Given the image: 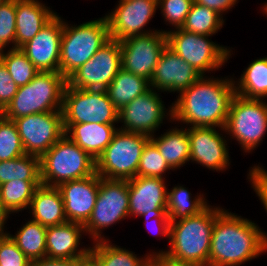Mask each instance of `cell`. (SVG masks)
<instances>
[{"instance_id": "47", "label": "cell", "mask_w": 267, "mask_h": 266, "mask_svg": "<svg viewBox=\"0 0 267 266\" xmlns=\"http://www.w3.org/2000/svg\"><path fill=\"white\" fill-rule=\"evenodd\" d=\"M145 266H162L159 257H153Z\"/></svg>"}, {"instance_id": "28", "label": "cell", "mask_w": 267, "mask_h": 266, "mask_svg": "<svg viewBox=\"0 0 267 266\" xmlns=\"http://www.w3.org/2000/svg\"><path fill=\"white\" fill-rule=\"evenodd\" d=\"M149 89L150 82L147 79L121 68L105 91L110 101L119 111L133 99L144 94Z\"/></svg>"}, {"instance_id": "11", "label": "cell", "mask_w": 267, "mask_h": 266, "mask_svg": "<svg viewBox=\"0 0 267 266\" xmlns=\"http://www.w3.org/2000/svg\"><path fill=\"white\" fill-rule=\"evenodd\" d=\"M63 124H117L119 111L105 90L77 89L66 84L62 101Z\"/></svg>"}, {"instance_id": "50", "label": "cell", "mask_w": 267, "mask_h": 266, "mask_svg": "<svg viewBox=\"0 0 267 266\" xmlns=\"http://www.w3.org/2000/svg\"><path fill=\"white\" fill-rule=\"evenodd\" d=\"M81 266H94L89 260H86Z\"/></svg>"}, {"instance_id": "25", "label": "cell", "mask_w": 267, "mask_h": 266, "mask_svg": "<svg viewBox=\"0 0 267 266\" xmlns=\"http://www.w3.org/2000/svg\"><path fill=\"white\" fill-rule=\"evenodd\" d=\"M29 211L31 220L45 227L67 222L63 198L57 187L40 185L34 192Z\"/></svg>"}, {"instance_id": "16", "label": "cell", "mask_w": 267, "mask_h": 266, "mask_svg": "<svg viewBox=\"0 0 267 266\" xmlns=\"http://www.w3.org/2000/svg\"><path fill=\"white\" fill-rule=\"evenodd\" d=\"M112 10L105 14L112 39L121 41L130 36L159 31L144 28L155 16L158 0H119Z\"/></svg>"}, {"instance_id": "38", "label": "cell", "mask_w": 267, "mask_h": 266, "mask_svg": "<svg viewBox=\"0 0 267 266\" xmlns=\"http://www.w3.org/2000/svg\"><path fill=\"white\" fill-rule=\"evenodd\" d=\"M6 47L16 48V0L0 2V52Z\"/></svg>"}, {"instance_id": "24", "label": "cell", "mask_w": 267, "mask_h": 266, "mask_svg": "<svg viewBox=\"0 0 267 266\" xmlns=\"http://www.w3.org/2000/svg\"><path fill=\"white\" fill-rule=\"evenodd\" d=\"M116 124H63L65 135L87 152L95 161L112 141Z\"/></svg>"}, {"instance_id": "8", "label": "cell", "mask_w": 267, "mask_h": 266, "mask_svg": "<svg viewBox=\"0 0 267 266\" xmlns=\"http://www.w3.org/2000/svg\"><path fill=\"white\" fill-rule=\"evenodd\" d=\"M149 136L118 129L96 160V173L108 180H130L137 176L143 148Z\"/></svg>"}, {"instance_id": "49", "label": "cell", "mask_w": 267, "mask_h": 266, "mask_svg": "<svg viewBox=\"0 0 267 266\" xmlns=\"http://www.w3.org/2000/svg\"><path fill=\"white\" fill-rule=\"evenodd\" d=\"M262 12L264 13V14H266V16H267V3H264L263 5H262Z\"/></svg>"}, {"instance_id": "14", "label": "cell", "mask_w": 267, "mask_h": 266, "mask_svg": "<svg viewBox=\"0 0 267 266\" xmlns=\"http://www.w3.org/2000/svg\"><path fill=\"white\" fill-rule=\"evenodd\" d=\"M166 33L167 30L161 29L119 41L122 68L150 82L159 57L167 46Z\"/></svg>"}, {"instance_id": "43", "label": "cell", "mask_w": 267, "mask_h": 266, "mask_svg": "<svg viewBox=\"0 0 267 266\" xmlns=\"http://www.w3.org/2000/svg\"><path fill=\"white\" fill-rule=\"evenodd\" d=\"M88 258H49L32 261V266H81Z\"/></svg>"}, {"instance_id": "15", "label": "cell", "mask_w": 267, "mask_h": 266, "mask_svg": "<svg viewBox=\"0 0 267 266\" xmlns=\"http://www.w3.org/2000/svg\"><path fill=\"white\" fill-rule=\"evenodd\" d=\"M13 122L26 154L41 157L65 134L62 111L22 116Z\"/></svg>"}, {"instance_id": "30", "label": "cell", "mask_w": 267, "mask_h": 266, "mask_svg": "<svg viewBox=\"0 0 267 266\" xmlns=\"http://www.w3.org/2000/svg\"><path fill=\"white\" fill-rule=\"evenodd\" d=\"M191 196L184 185H176L170 191L167 189V215L170 221L199 214L209 205L203 193L195 195L194 198Z\"/></svg>"}, {"instance_id": "46", "label": "cell", "mask_w": 267, "mask_h": 266, "mask_svg": "<svg viewBox=\"0 0 267 266\" xmlns=\"http://www.w3.org/2000/svg\"><path fill=\"white\" fill-rule=\"evenodd\" d=\"M9 216H10L9 212L3 207L2 202L0 200V236L9 233L4 230L6 228L5 224L7 223L8 218H10Z\"/></svg>"}, {"instance_id": "22", "label": "cell", "mask_w": 267, "mask_h": 266, "mask_svg": "<svg viewBox=\"0 0 267 266\" xmlns=\"http://www.w3.org/2000/svg\"><path fill=\"white\" fill-rule=\"evenodd\" d=\"M84 234V225L69 221L47 227L46 256L49 258H88L90 246L80 248Z\"/></svg>"}, {"instance_id": "33", "label": "cell", "mask_w": 267, "mask_h": 266, "mask_svg": "<svg viewBox=\"0 0 267 266\" xmlns=\"http://www.w3.org/2000/svg\"><path fill=\"white\" fill-rule=\"evenodd\" d=\"M41 181L40 157L25 154L0 161V185L12 180Z\"/></svg>"}, {"instance_id": "34", "label": "cell", "mask_w": 267, "mask_h": 266, "mask_svg": "<svg viewBox=\"0 0 267 266\" xmlns=\"http://www.w3.org/2000/svg\"><path fill=\"white\" fill-rule=\"evenodd\" d=\"M225 19L206 6L193 2L181 29L199 35L213 36L221 30Z\"/></svg>"}, {"instance_id": "37", "label": "cell", "mask_w": 267, "mask_h": 266, "mask_svg": "<svg viewBox=\"0 0 267 266\" xmlns=\"http://www.w3.org/2000/svg\"><path fill=\"white\" fill-rule=\"evenodd\" d=\"M25 154L16 124L0 114V161L11 160Z\"/></svg>"}, {"instance_id": "9", "label": "cell", "mask_w": 267, "mask_h": 266, "mask_svg": "<svg viewBox=\"0 0 267 266\" xmlns=\"http://www.w3.org/2000/svg\"><path fill=\"white\" fill-rule=\"evenodd\" d=\"M166 36L167 46L202 76L225 66L233 52L232 47L213 42L209 35H199L181 28L168 30Z\"/></svg>"}, {"instance_id": "17", "label": "cell", "mask_w": 267, "mask_h": 266, "mask_svg": "<svg viewBox=\"0 0 267 266\" xmlns=\"http://www.w3.org/2000/svg\"><path fill=\"white\" fill-rule=\"evenodd\" d=\"M186 128L190 142V162H196L214 172L228 169L231 159L227 144L229 140L225 139L226 135L223 134L224 128L217 130L216 127Z\"/></svg>"}, {"instance_id": "26", "label": "cell", "mask_w": 267, "mask_h": 266, "mask_svg": "<svg viewBox=\"0 0 267 266\" xmlns=\"http://www.w3.org/2000/svg\"><path fill=\"white\" fill-rule=\"evenodd\" d=\"M92 243L88 260L94 266H145L153 258L149 252L139 257L135 252L112 244L109 238Z\"/></svg>"}, {"instance_id": "31", "label": "cell", "mask_w": 267, "mask_h": 266, "mask_svg": "<svg viewBox=\"0 0 267 266\" xmlns=\"http://www.w3.org/2000/svg\"><path fill=\"white\" fill-rule=\"evenodd\" d=\"M15 235L10 237L16 242L18 248L31 260L46 257V231L47 227L38 222L29 220L18 228Z\"/></svg>"}, {"instance_id": "5", "label": "cell", "mask_w": 267, "mask_h": 266, "mask_svg": "<svg viewBox=\"0 0 267 266\" xmlns=\"http://www.w3.org/2000/svg\"><path fill=\"white\" fill-rule=\"evenodd\" d=\"M110 39L105 16L80 25L64 21L61 37L60 74L68 79Z\"/></svg>"}, {"instance_id": "44", "label": "cell", "mask_w": 267, "mask_h": 266, "mask_svg": "<svg viewBox=\"0 0 267 266\" xmlns=\"http://www.w3.org/2000/svg\"><path fill=\"white\" fill-rule=\"evenodd\" d=\"M194 2L215 10L223 17V14L228 13L229 10L237 5L239 0H194Z\"/></svg>"}, {"instance_id": "13", "label": "cell", "mask_w": 267, "mask_h": 266, "mask_svg": "<svg viewBox=\"0 0 267 266\" xmlns=\"http://www.w3.org/2000/svg\"><path fill=\"white\" fill-rule=\"evenodd\" d=\"M121 61L120 42L110 38L67 79V84L77 89L106 90L122 68Z\"/></svg>"}, {"instance_id": "27", "label": "cell", "mask_w": 267, "mask_h": 266, "mask_svg": "<svg viewBox=\"0 0 267 266\" xmlns=\"http://www.w3.org/2000/svg\"><path fill=\"white\" fill-rule=\"evenodd\" d=\"M184 127H173L159 136L155 137L154 134L150 137L173 170L185 166V163L190 161V142L187 128Z\"/></svg>"}, {"instance_id": "36", "label": "cell", "mask_w": 267, "mask_h": 266, "mask_svg": "<svg viewBox=\"0 0 267 266\" xmlns=\"http://www.w3.org/2000/svg\"><path fill=\"white\" fill-rule=\"evenodd\" d=\"M170 170L173 169L167 164L163 156L160 154L157 145L149 139L141 154L137 169V176L160 177L165 179V173Z\"/></svg>"}, {"instance_id": "45", "label": "cell", "mask_w": 267, "mask_h": 266, "mask_svg": "<svg viewBox=\"0 0 267 266\" xmlns=\"http://www.w3.org/2000/svg\"><path fill=\"white\" fill-rule=\"evenodd\" d=\"M148 219H146L145 220V223L146 224H150V223H148L149 221H147ZM152 220H154V224L153 225H151V226H153L154 228H152L151 230H153V231H155V230H157V231H155V232H158V234L161 236H164V237H166L168 240H169V233H170V218L169 217H155V218H153ZM147 227L149 226V225H146ZM148 229H150V228H148ZM150 231V230H149ZM152 232V231H151Z\"/></svg>"}, {"instance_id": "48", "label": "cell", "mask_w": 267, "mask_h": 266, "mask_svg": "<svg viewBox=\"0 0 267 266\" xmlns=\"http://www.w3.org/2000/svg\"><path fill=\"white\" fill-rule=\"evenodd\" d=\"M162 266H199V265H179L165 260H161Z\"/></svg>"}, {"instance_id": "20", "label": "cell", "mask_w": 267, "mask_h": 266, "mask_svg": "<svg viewBox=\"0 0 267 266\" xmlns=\"http://www.w3.org/2000/svg\"><path fill=\"white\" fill-rule=\"evenodd\" d=\"M201 76L192 65L166 46L150 80V88L158 92L180 94Z\"/></svg>"}, {"instance_id": "10", "label": "cell", "mask_w": 267, "mask_h": 266, "mask_svg": "<svg viewBox=\"0 0 267 266\" xmlns=\"http://www.w3.org/2000/svg\"><path fill=\"white\" fill-rule=\"evenodd\" d=\"M129 217L128 180H108L99 176L98 196L84 225L85 235L88 234L93 242L107 240L102 231Z\"/></svg>"}, {"instance_id": "21", "label": "cell", "mask_w": 267, "mask_h": 266, "mask_svg": "<svg viewBox=\"0 0 267 266\" xmlns=\"http://www.w3.org/2000/svg\"><path fill=\"white\" fill-rule=\"evenodd\" d=\"M57 188L63 198L67 221L85 225L98 196L99 175L95 172L86 178L64 182Z\"/></svg>"}, {"instance_id": "18", "label": "cell", "mask_w": 267, "mask_h": 266, "mask_svg": "<svg viewBox=\"0 0 267 266\" xmlns=\"http://www.w3.org/2000/svg\"><path fill=\"white\" fill-rule=\"evenodd\" d=\"M160 177L136 176L128 180L129 214L152 221L167 215V188Z\"/></svg>"}, {"instance_id": "42", "label": "cell", "mask_w": 267, "mask_h": 266, "mask_svg": "<svg viewBox=\"0 0 267 266\" xmlns=\"http://www.w3.org/2000/svg\"><path fill=\"white\" fill-rule=\"evenodd\" d=\"M3 61L0 59V113L7 107L18 91Z\"/></svg>"}, {"instance_id": "7", "label": "cell", "mask_w": 267, "mask_h": 266, "mask_svg": "<svg viewBox=\"0 0 267 266\" xmlns=\"http://www.w3.org/2000/svg\"><path fill=\"white\" fill-rule=\"evenodd\" d=\"M267 100L235 95L231 101L225 133L235 139L245 153L258 148L267 132Z\"/></svg>"}, {"instance_id": "40", "label": "cell", "mask_w": 267, "mask_h": 266, "mask_svg": "<svg viewBox=\"0 0 267 266\" xmlns=\"http://www.w3.org/2000/svg\"><path fill=\"white\" fill-rule=\"evenodd\" d=\"M0 266H32L9 234L0 236Z\"/></svg>"}, {"instance_id": "4", "label": "cell", "mask_w": 267, "mask_h": 266, "mask_svg": "<svg viewBox=\"0 0 267 266\" xmlns=\"http://www.w3.org/2000/svg\"><path fill=\"white\" fill-rule=\"evenodd\" d=\"M67 79L57 72H39L17 93L1 112L8 120L31 114L61 111Z\"/></svg>"}, {"instance_id": "32", "label": "cell", "mask_w": 267, "mask_h": 266, "mask_svg": "<svg viewBox=\"0 0 267 266\" xmlns=\"http://www.w3.org/2000/svg\"><path fill=\"white\" fill-rule=\"evenodd\" d=\"M41 181L12 180L0 185V200L3 207L14 214L29 209L35 190Z\"/></svg>"}, {"instance_id": "35", "label": "cell", "mask_w": 267, "mask_h": 266, "mask_svg": "<svg viewBox=\"0 0 267 266\" xmlns=\"http://www.w3.org/2000/svg\"><path fill=\"white\" fill-rule=\"evenodd\" d=\"M0 59L18 87L28 84L39 73L20 48L0 52Z\"/></svg>"}, {"instance_id": "1", "label": "cell", "mask_w": 267, "mask_h": 266, "mask_svg": "<svg viewBox=\"0 0 267 266\" xmlns=\"http://www.w3.org/2000/svg\"><path fill=\"white\" fill-rule=\"evenodd\" d=\"M233 81V77L228 76H201L171 103L172 123L180 122L187 127L224 128L231 101L236 95Z\"/></svg>"}, {"instance_id": "12", "label": "cell", "mask_w": 267, "mask_h": 266, "mask_svg": "<svg viewBox=\"0 0 267 266\" xmlns=\"http://www.w3.org/2000/svg\"><path fill=\"white\" fill-rule=\"evenodd\" d=\"M160 94L150 88L119 110L118 123L123 124L118 129L151 137L163 125V120H170L171 123L172 105L169 109L165 108Z\"/></svg>"}, {"instance_id": "41", "label": "cell", "mask_w": 267, "mask_h": 266, "mask_svg": "<svg viewBox=\"0 0 267 266\" xmlns=\"http://www.w3.org/2000/svg\"><path fill=\"white\" fill-rule=\"evenodd\" d=\"M250 168L247 179L267 213V170L259 164Z\"/></svg>"}, {"instance_id": "6", "label": "cell", "mask_w": 267, "mask_h": 266, "mask_svg": "<svg viewBox=\"0 0 267 266\" xmlns=\"http://www.w3.org/2000/svg\"><path fill=\"white\" fill-rule=\"evenodd\" d=\"M41 182L48 187L86 178L96 172V161L65 134L40 157Z\"/></svg>"}, {"instance_id": "29", "label": "cell", "mask_w": 267, "mask_h": 266, "mask_svg": "<svg viewBox=\"0 0 267 266\" xmlns=\"http://www.w3.org/2000/svg\"><path fill=\"white\" fill-rule=\"evenodd\" d=\"M233 82L236 95L247 99L267 98V56L252 61Z\"/></svg>"}, {"instance_id": "39", "label": "cell", "mask_w": 267, "mask_h": 266, "mask_svg": "<svg viewBox=\"0 0 267 266\" xmlns=\"http://www.w3.org/2000/svg\"><path fill=\"white\" fill-rule=\"evenodd\" d=\"M193 2L194 0H158V9L166 25L174 27L170 30L180 29L183 26Z\"/></svg>"}, {"instance_id": "19", "label": "cell", "mask_w": 267, "mask_h": 266, "mask_svg": "<svg viewBox=\"0 0 267 266\" xmlns=\"http://www.w3.org/2000/svg\"><path fill=\"white\" fill-rule=\"evenodd\" d=\"M64 19L56 14L35 37L20 47L39 72L60 73Z\"/></svg>"}, {"instance_id": "2", "label": "cell", "mask_w": 267, "mask_h": 266, "mask_svg": "<svg viewBox=\"0 0 267 266\" xmlns=\"http://www.w3.org/2000/svg\"><path fill=\"white\" fill-rule=\"evenodd\" d=\"M254 221L224 209L211 234L209 266H240L267 252V232Z\"/></svg>"}, {"instance_id": "23", "label": "cell", "mask_w": 267, "mask_h": 266, "mask_svg": "<svg viewBox=\"0 0 267 266\" xmlns=\"http://www.w3.org/2000/svg\"><path fill=\"white\" fill-rule=\"evenodd\" d=\"M56 14L39 0H16V48L35 37Z\"/></svg>"}, {"instance_id": "3", "label": "cell", "mask_w": 267, "mask_h": 266, "mask_svg": "<svg viewBox=\"0 0 267 266\" xmlns=\"http://www.w3.org/2000/svg\"><path fill=\"white\" fill-rule=\"evenodd\" d=\"M223 210L209 204L199 214L170 221L169 249L150 255L179 265L209 266L212 229Z\"/></svg>"}]
</instances>
